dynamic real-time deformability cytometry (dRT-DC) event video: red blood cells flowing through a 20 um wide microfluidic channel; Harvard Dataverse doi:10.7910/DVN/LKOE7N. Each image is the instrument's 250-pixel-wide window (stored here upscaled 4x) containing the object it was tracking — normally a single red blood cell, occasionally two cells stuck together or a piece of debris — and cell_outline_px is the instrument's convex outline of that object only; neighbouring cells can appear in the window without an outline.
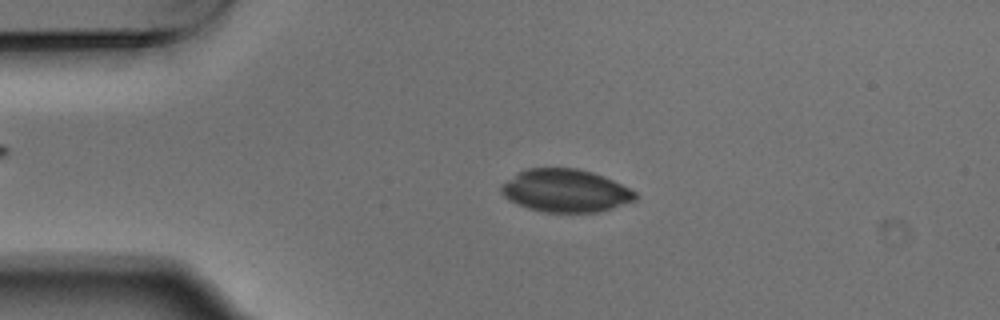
{"species": "Egyptian fruit bat (a non-hibernating species)", "species_latin": "Rousettus aegyptiacus", "temperature_condition": "warm", "stored_images_in_passage": 4, "camera_frame_rate_fps": 3000, "um_per_image_px": 0.085, "animal": {"sex": "male"}, "frame": {"image": 1, "passage_image": 3, "time_ms": 0.667, "image_size_px": [1000, 320], "cell_outline_px": [[636, 200], [600, 212], [544, 212], [528, 208], [508, 200], [500, 192], [500, 188], [508, 180], [520, 172], [528, 168], [576, 168], [592, 172], [604, 176], [636, 192]], "centroid_in_image_um": [48.08, 16.21], "position_along_channel_um": 36.9, "area_um2": 33.18}}